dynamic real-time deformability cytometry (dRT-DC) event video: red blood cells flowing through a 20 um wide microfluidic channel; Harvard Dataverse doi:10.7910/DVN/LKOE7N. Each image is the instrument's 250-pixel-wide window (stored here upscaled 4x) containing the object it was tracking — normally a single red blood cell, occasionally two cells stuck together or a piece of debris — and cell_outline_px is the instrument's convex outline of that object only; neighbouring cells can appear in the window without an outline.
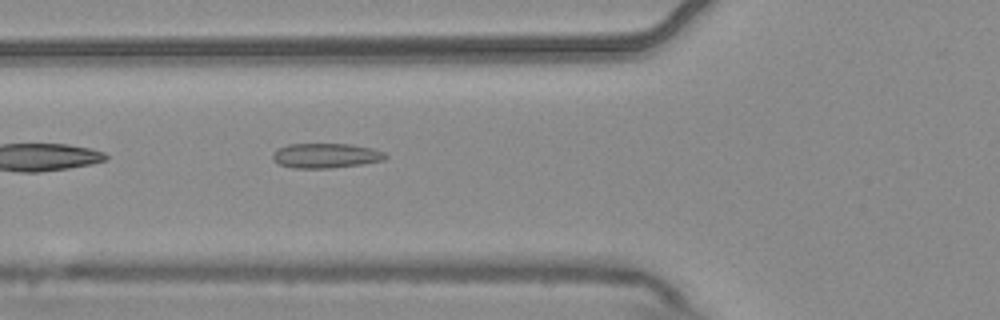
{"species": "common noctule bat (a hibernating species)", "species_latin": "Nyctalus noctula", "temperature_condition": "warm", "stored_images_in_passage": 3, "camera_frame_rate_fps": 3000, "um_per_image_px": 0.085, "animal": {"sex": "male", "body_mass_g": 20.4}, "frame": {"image": 1, "passage_image": 3, "time_ms": 0.667, "image_size_px": [1000, 320], "cell_outline_px": [[388, 156], [384, 160], [364, 164], [328, 168], [292, 168], [280, 164], [272, 160], [272, 156], [280, 148], [288, 144], [348, 144], [372, 148], [384, 152]], "centroid_in_image_um": [27.72, 13.23], "position_along_channel_um": 98.1, "area_um2": 16.18}}